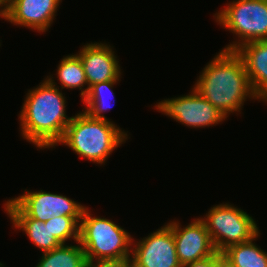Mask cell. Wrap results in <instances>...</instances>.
Here are the masks:
<instances>
[{
  "label": "cell",
  "instance_id": "obj_1",
  "mask_svg": "<svg viewBox=\"0 0 267 267\" xmlns=\"http://www.w3.org/2000/svg\"><path fill=\"white\" fill-rule=\"evenodd\" d=\"M40 84L28 90L19 121L22 137L42 150L59 144L73 116L66 115V97L51 75Z\"/></svg>",
  "mask_w": 267,
  "mask_h": 267
},
{
  "label": "cell",
  "instance_id": "obj_2",
  "mask_svg": "<svg viewBox=\"0 0 267 267\" xmlns=\"http://www.w3.org/2000/svg\"><path fill=\"white\" fill-rule=\"evenodd\" d=\"M192 88L226 117L240 112L247 98L261 101L252 89L242 59L230 50H220Z\"/></svg>",
  "mask_w": 267,
  "mask_h": 267
},
{
  "label": "cell",
  "instance_id": "obj_3",
  "mask_svg": "<svg viewBox=\"0 0 267 267\" xmlns=\"http://www.w3.org/2000/svg\"><path fill=\"white\" fill-rule=\"evenodd\" d=\"M127 133L111 119H95L82 111L73 116L59 143L71 148L78 156L102 165L128 140Z\"/></svg>",
  "mask_w": 267,
  "mask_h": 267
},
{
  "label": "cell",
  "instance_id": "obj_4",
  "mask_svg": "<svg viewBox=\"0 0 267 267\" xmlns=\"http://www.w3.org/2000/svg\"><path fill=\"white\" fill-rule=\"evenodd\" d=\"M135 240L127 230L105 217H93L85 208L79 228V242L87 262L130 261Z\"/></svg>",
  "mask_w": 267,
  "mask_h": 267
},
{
  "label": "cell",
  "instance_id": "obj_5",
  "mask_svg": "<svg viewBox=\"0 0 267 267\" xmlns=\"http://www.w3.org/2000/svg\"><path fill=\"white\" fill-rule=\"evenodd\" d=\"M226 5L213 17L238 39L224 50L235 51L245 43L267 40V0H233Z\"/></svg>",
  "mask_w": 267,
  "mask_h": 267
},
{
  "label": "cell",
  "instance_id": "obj_6",
  "mask_svg": "<svg viewBox=\"0 0 267 267\" xmlns=\"http://www.w3.org/2000/svg\"><path fill=\"white\" fill-rule=\"evenodd\" d=\"M203 217L200 219L217 252L222 253L231 245L248 242L260 233L252 216L233 204L215 205Z\"/></svg>",
  "mask_w": 267,
  "mask_h": 267
},
{
  "label": "cell",
  "instance_id": "obj_7",
  "mask_svg": "<svg viewBox=\"0 0 267 267\" xmlns=\"http://www.w3.org/2000/svg\"><path fill=\"white\" fill-rule=\"evenodd\" d=\"M8 216H29L46 222L53 216L82 217L85 206L73 199L46 191H27L4 203Z\"/></svg>",
  "mask_w": 267,
  "mask_h": 267
},
{
  "label": "cell",
  "instance_id": "obj_8",
  "mask_svg": "<svg viewBox=\"0 0 267 267\" xmlns=\"http://www.w3.org/2000/svg\"><path fill=\"white\" fill-rule=\"evenodd\" d=\"M155 109L174 121L191 128L212 127L227 119L194 88L188 95L158 102Z\"/></svg>",
  "mask_w": 267,
  "mask_h": 267
},
{
  "label": "cell",
  "instance_id": "obj_9",
  "mask_svg": "<svg viewBox=\"0 0 267 267\" xmlns=\"http://www.w3.org/2000/svg\"><path fill=\"white\" fill-rule=\"evenodd\" d=\"M134 243L131 267H182L177 258L173 231L167 224Z\"/></svg>",
  "mask_w": 267,
  "mask_h": 267
},
{
  "label": "cell",
  "instance_id": "obj_10",
  "mask_svg": "<svg viewBox=\"0 0 267 267\" xmlns=\"http://www.w3.org/2000/svg\"><path fill=\"white\" fill-rule=\"evenodd\" d=\"M180 224L176 220L167 223L173 231L177 258L182 266L217 252L210 234L200 217L193 219L191 223L183 228H181Z\"/></svg>",
  "mask_w": 267,
  "mask_h": 267
},
{
  "label": "cell",
  "instance_id": "obj_11",
  "mask_svg": "<svg viewBox=\"0 0 267 267\" xmlns=\"http://www.w3.org/2000/svg\"><path fill=\"white\" fill-rule=\"evenodd\" d=\"M62 0H9L4 9L5 21L38 33L48 31Z\"/></svg>",
  "mask_w": 267,
  "mask_h": 267
},
{
  "label": "cell",
  "instance_id": "obj_12",
  "mask_svg": "<svg viewBox=\"0 0 267 267\" xmlns=\"http://www.w3.org/2000/svg\"><path fill=\"white\" fill-rule=\"evenodd\" d=\"M115 51L107 43H87L77 55L82 61L88 88L109 80H120L121 68Z\"/></svg>",
  "mask_w": 267,
  "mask_h": 267
},
{
  "label": "cell",
  "instance_id": "obj_13",
  "mask_svg": "<svg viewBox=\"0 0 267 267\" xmlns=\"http://www.w3.org/2000/svg\"><path fill=\"white\" fill-rule=\"evenodd\" d=\"M235 52L244 63L254 93L267 104V40L245 43Z\"/></svg>",
  "mask_w": 267,
  "mask_h": 267
},
{
  "label": "cell",
  "instance_id": "obj_14",
  "mask_svg": "<svg viewBox=\"0 0 267 267\" xmlns=\"http://www.w3.org/2000/svg\"><path fill=\"white\" fill-rule=\"evenodd\" d=\"M12 226L28 236L29 240L42 252L51 251L61 243L54 237L49 228V223L30 218L29 216H8Z\"/></svg>",
  "mask_w": 267,
  "mask_h": 267
},
{
  "label": "cell",
  "instance_id": "obj_15",
  "mask_svg": "<svg viewBox=\"0 0 267 267\" xmlns=\"http://www.w3.org/2000/svg\"><path fill=\"white\" fill-rule=\"evenodd\" d=\"M56 75L62 89H79L81 98L87 95L89 88L82 61L77 54L68 55L61 59L57 66ZM87 85V86H86ZM87 88H84V87Z\"/></svg>",
  "mask_w": 267,
  "mask_h": 267
},
{
  "label": "cell",
  "instance_id": "obj_16",
  "mask_svg": "<svg viewBox=\"0 0 267 267\" xmlns=\"http://www.w3.org/2000/svg\"><path fill=\"white\" fill-rule=\"evenodd\" d=\"M77 244H61L51 251L43 252L35 267H86L85 252L79 241Z\"/></svg>",
  "mask_w": 267,
  "mask_h": 267
},
{
  "label": "cell",
  "instance_id": "obj_17",
  "mask_svg": "<svg viewBox=\"0 0 267 267\" xmlns=\"http://www.w3.org/2000/svg\"><path fill=\"white\" fill-rule=\"evenodd\" d=\"M118 81L119 80H109L92 85L87 95L82 100L86 105L83 111L92 118L109 120V118L105 117L102 113L111 109V100L114 98L113 96H115L112 89Z\"/></svg>",
  "mask_w": 267,
  "mask_h": 267
},
{
  "label": "cell",
  "instance_id": "obj_18",
  "mask_svg": "<svg viewBox=\"0 0 267 267\" xmlns=\"http://www.w3.org/2000/svg\"><path fill=\"white\" fill-rule=\"evenodd\" d=\"M260 233L252 240L229 246L222 253L236 267H267V253L254 241Z\"/></svg>",
  "mask_w": 267,
  "mask_h": 267
},
{
  "label": "cell",
  "instance_id": "obj_19",
  "mask_svg": "<svg viewBox=\"0 0 267 267\" xmlns=\"http://www.w3.org/2000/svg\"><path fill=\"white\" fill-rule=\"evenodd\" d=\"M81 218L82 217L53 216L50 220L44 223H49L51 232L61 244H66V241L70 240V238L77 243L79 241Z\"/></svg>",
  "mask_w": 267,
  "mask_h": 267
},
{
  "label": "cell",
  "instance_id": "obj_20",
  "mask_svg": "<svg viewBox=\"0 0 267 267\" xmlns=\"http://www.w3.org/2000/svg\"><path fill=\"white\" fill-rule=\"evenodd\" d=\"M182 267H218V252L206 258L189 262Z\"/></svg>",
  "mask_w": 267,
  "mask_h": 267
},
{
  "label": "cell",
  "instance_id": "obj_21",
  "mask_svg": "<svg viewBox=\"0 0 267 267\" xmlns=\"http://www.w3.org/2000/svg\"><path fill=\"white\" fill-rule=\"evenodd\" d=\"M86 267H131L130 261L87 262Z\"/></svg>",
  "mask_w": 267,
  "mask_h": 267
},
{
  "label": "cell",
  "instance_id": "obj_22",
  "mask_svg": "<svg viewBox=\"0 0 267 267\" xmlns=\"http://www.w3.org/2000/svg\"><path fill=\"white\" fill-rule=\"evenodd\" d=\"M218 267H236L223 253L218 252Z\"/></svg>",
  "mask_w": 267,
  "mask_h": 267
},
{
  "label": "cell",
  "instance_id": "obj_23",
  "mask_svg": "<svg viewBox=\"0 0 267 267\" xmlns=\"http://www.w3.org/2000/svg\"><path fill=\"white\" fill-rule=\"evenodd\" d=\"M9 0H0V5L5 9L8 5Z\"/></svg>",
  "mask_w": 267,
  "mask_h": 267
},
{
  "label": "cell",
  "instance_id": "obj_24",
  "mask_svg": "<svg viewBox=\"0 0 267 267\" xmlns=\"http://www.w3.org/2000/svg\"><path fill=\"white\" fill-rule=\"evenodd\" d=\"M0 17L5 19V16H4V8L0 5Z\"/></svg>",
  "mask_w": 267,
  "mask_h": 267
}]
</instances>
